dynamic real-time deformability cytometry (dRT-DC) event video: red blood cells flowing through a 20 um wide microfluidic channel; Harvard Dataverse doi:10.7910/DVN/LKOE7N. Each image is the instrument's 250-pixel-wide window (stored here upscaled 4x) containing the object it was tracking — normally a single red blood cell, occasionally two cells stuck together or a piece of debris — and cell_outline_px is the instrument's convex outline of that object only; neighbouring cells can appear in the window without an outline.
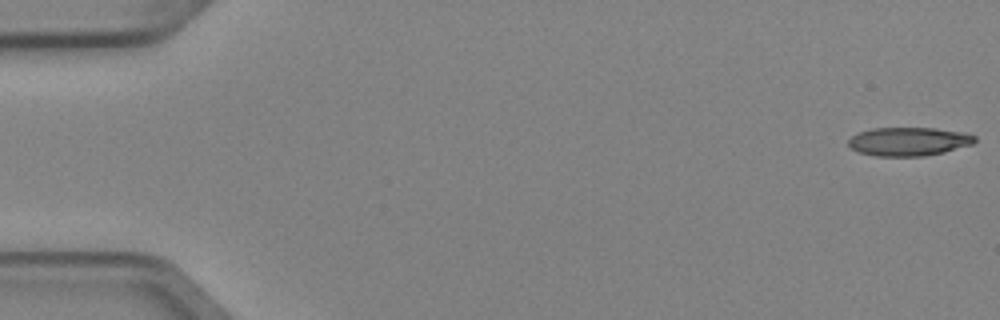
{"species": "Egyptian fruit bat (a non-hibernating species)", "species_latin": "Rousettus aegyptiacus", "temperature_condition": "cold", "stored_images_in_passage": 5, "camera_frame_rate_fps": 3000, "um_per_image_px": 0.085, "animal": {"sex": "female"}, "frame": {"image": 1, "passage_image": 1, "time_ms": 0.0, "image_size_px": [1000, 320], "cell_outline_px": [[976, 140], [972, 144], [944, 152], [924, 156], [876, 156], [860, 152], [852, 148], [848, 144], [848, 140], [852, 136], [860, 132], [872, 128], [932, 128], [964, 132], [976, 136]], "centroid_in_image_um": [77.25, 12.02], "position_along_channel_um": 7.7, "area_um2": 20.92}}
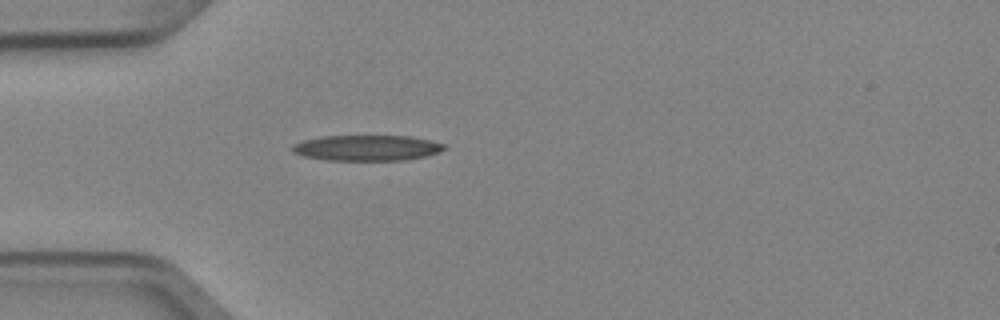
{"frame": {"image": 2, "passage_image": 5, "time_ms": 1.333, "image_size_px": [1000, 320], "cell_outline_px": [[444, 148], [440, 152], [424, 156], [404, 160], [324, 160], [304, 156], [292, 152], [292, 144], [304, 140], [320, 136], [412, 136], [444, 144]], "centroid_in_image_um": [31.14, 12.57], "position_along_channel_um": 53.9, "area_um2": 22.6}}